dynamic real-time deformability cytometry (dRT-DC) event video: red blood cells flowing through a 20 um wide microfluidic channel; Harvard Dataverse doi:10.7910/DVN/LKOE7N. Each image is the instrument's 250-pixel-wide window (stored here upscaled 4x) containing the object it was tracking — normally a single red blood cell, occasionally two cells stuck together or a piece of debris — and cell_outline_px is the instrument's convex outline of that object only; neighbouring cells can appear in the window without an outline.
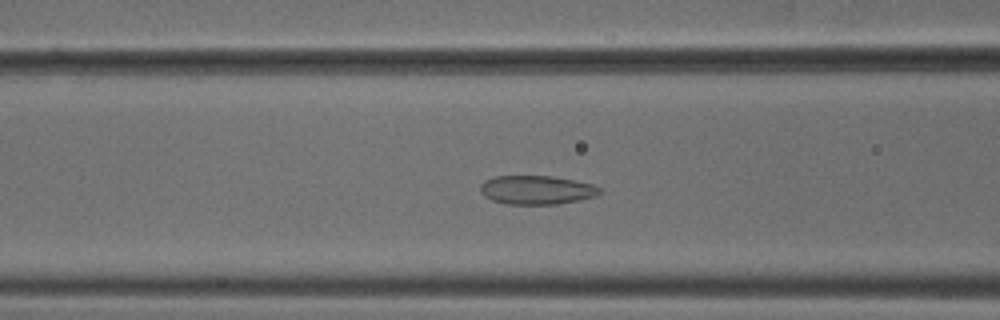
{"species": "common noctule bat (a hibernating species)", "species_latin": "Nyctalus noctula", "temperature_condition": "cold", "stored_images_in_passage": 50, "camera_frame_rate_fps": 3000, "um_per_image_px": 0.085, "animal": {"sex": "male", "body_mass_g": 18.8}, "frame": {"image": 1, "passage_image": 19, "time_ms": 6.0, "image_size_px": [1000, 320], "cell_outline_px": [[600, 192], [596, 196], [580, 200], [556, 204], [508, 204], [492, 200], [484, 196], [480, 192], [480, 184], [484, 180], [492, 176], [552, 176], [576, 180], [592, 184], [600, 188]], "centroid_in_image_um": [45.59, 16.14], "position_along_channel_um": 121.0, "area_um2": 20.17}}
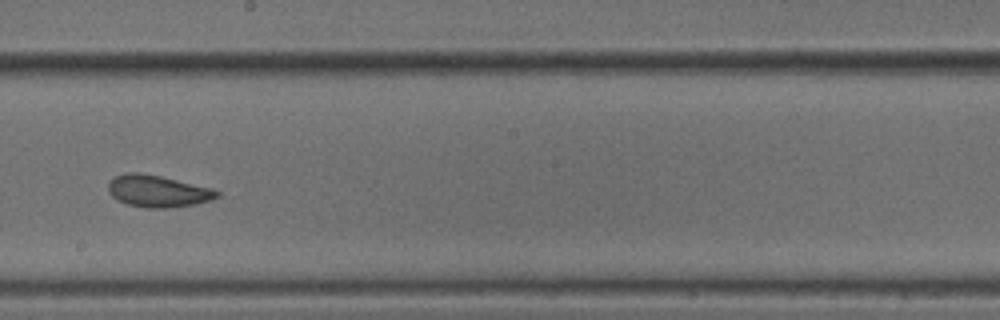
{"frame": {"image": 2, "passage_image": 28, "time_ms": 9.0, "image_size_px": [1000, 320], "cell_outline_px": [[220, 196], [212, 200], [196, 204], [168, 208], [148, 208], [128, 204], [116, 200], [108, 192], [108, 184], [116, 176], [128, 172], [140, 172], [160, 176], [208, 188], [220, 192]], "centroid_in_image_um": [13.39, 16.26], "position_along_channel_um": 234.8, "area_um2": 20.0}}
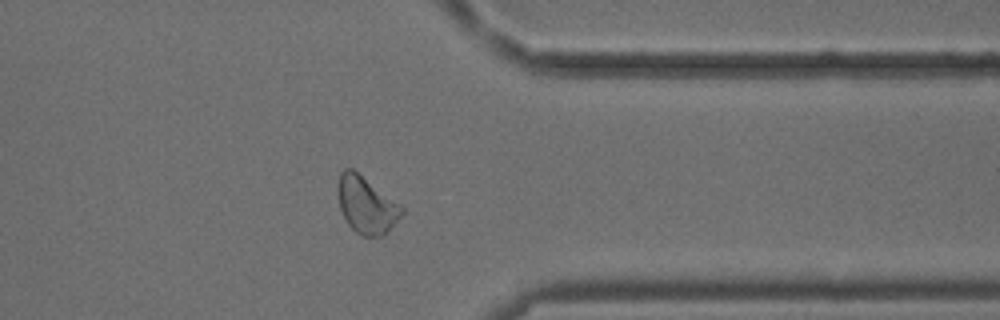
{"frame": {"image": 3, "passage_image": 40, "time_ms": 13.0, "image_size_px": [1000, 320], "cell_outline_px": [[404, 212], [384, 236], [360, 236], [348, 224], [340, 208], [336, 188], [336, 184], [340, 172], [344, 168], [352, 168], [400, 204], [404, 208]], "centroid_in_image_um": [31.12, 17.41], "position_along_channel_um": 380.3, "area_um2": 21.21}, "authors_computed_cell_mechanics": {"area_um2": 20.6635, "velocity_mm_per_s": 3.788, "shape_relaxation_time_tau1_ms": null, "shape_relaxation_time_tau2_ms": 2.2649, "deformation_change_tau1": null, "deformation_change_tau2": 0.0682}}